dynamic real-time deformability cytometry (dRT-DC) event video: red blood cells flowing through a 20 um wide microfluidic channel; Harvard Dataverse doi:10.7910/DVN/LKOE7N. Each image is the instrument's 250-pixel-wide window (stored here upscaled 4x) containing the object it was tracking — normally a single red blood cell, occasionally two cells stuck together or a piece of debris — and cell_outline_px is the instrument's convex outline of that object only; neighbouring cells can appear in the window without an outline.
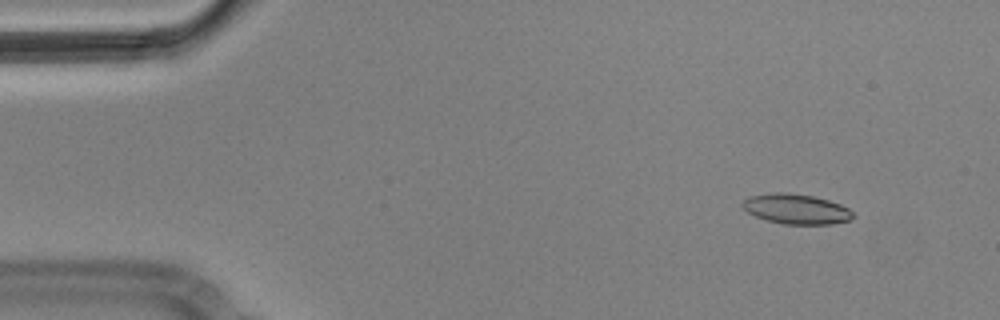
{"species": "Egyptian fruit bat (a non-hibernating species)", "species_latin": "Rousettus aegyptiacus", "temperature_condition": "cold", "stored_images_in_passage": 5, "camera_frame_rate_fps": 3000, "um_per_image_px": 0.085, "animal": {"sex": "male"}, "frame": {"image": 1, "passage_image": 2, "time_ms": 0.333, "image_size_px": [1000, 320], "cell_outline_px": [[856, 216], [852, 220], [832, 224], [784, 224], [768, 220], [756, 216], [748, 212], [740, 204], [748, 196], [776, 192], [788, 192], [812, 196], [828, 200], [840, 204], [848, 208]], "centroid_in_image_um": [67.7, 17.76], "position_along_channel_um": 17.3, "area_um2": 19.36}}
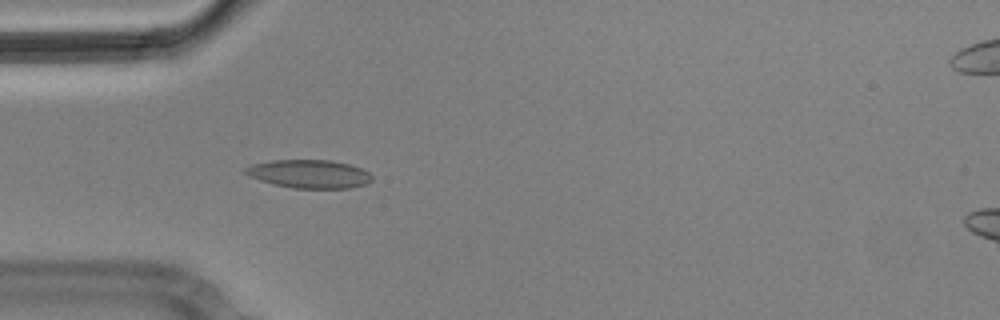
{"frame": {"image": 2, "passage_image": 5, "time_ms": 1.333, "image_size_px": [1000, 320], "cell_outline_px": [[372, 180], [368, 184], [348, 188], [292, 188], [272, 184], [248, 176], [244, 172], [244, 168], [252, 164], [272, 160], [332, 160], [348, 164], [360, 168], [368, 172], [372, 176]], "centroid_in_image_um": [26.27, 14.78], "position_along_channel_um": 58.7, "area_um2": 20.98}}